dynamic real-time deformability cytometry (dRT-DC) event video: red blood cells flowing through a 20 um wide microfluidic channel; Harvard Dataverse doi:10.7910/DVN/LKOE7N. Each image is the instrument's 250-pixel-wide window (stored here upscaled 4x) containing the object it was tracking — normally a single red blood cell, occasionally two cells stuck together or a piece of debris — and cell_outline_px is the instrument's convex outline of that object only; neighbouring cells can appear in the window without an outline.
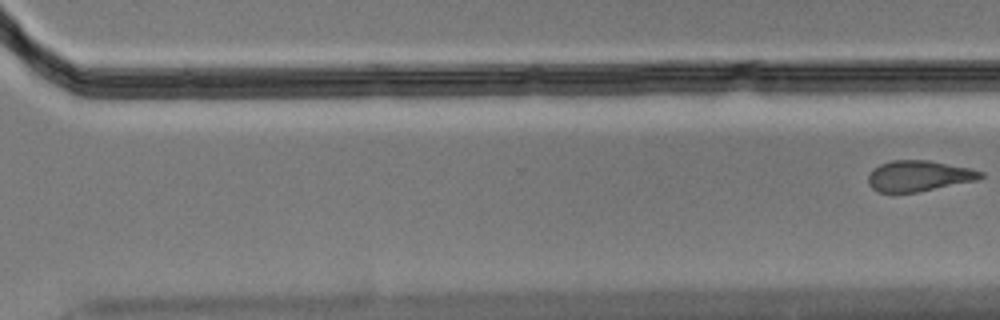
{"species": "Egyptian fruit bat (a non-hibernating species)", "species_latin": "Rousettus aegyptiacus", "temperature_condition": "cold", "stored_images_in_passage": 11, "segment_of_instrument_passage": [2, 2], "camera_frame_rate_fps": 3000, "um_per_image_px": 0.085, "animal": {"sex": "male"}, "frame": {"image": 1, "passage_image": 11, "time_ms": 3.333, "image_size_px": [1000, 320], "cell_outline_px": [[984, 176], [976, 180], [916, 192], [876, 192], [868, 184], [868, 176], [872, 168], [880, 164], [892, 160], [928, 160], [968, 168], [984, 172]], "centroid_in_image_um": [78.05, 14.95], "position_along_channel_um": 292.6, "area_um2": 20.0}}